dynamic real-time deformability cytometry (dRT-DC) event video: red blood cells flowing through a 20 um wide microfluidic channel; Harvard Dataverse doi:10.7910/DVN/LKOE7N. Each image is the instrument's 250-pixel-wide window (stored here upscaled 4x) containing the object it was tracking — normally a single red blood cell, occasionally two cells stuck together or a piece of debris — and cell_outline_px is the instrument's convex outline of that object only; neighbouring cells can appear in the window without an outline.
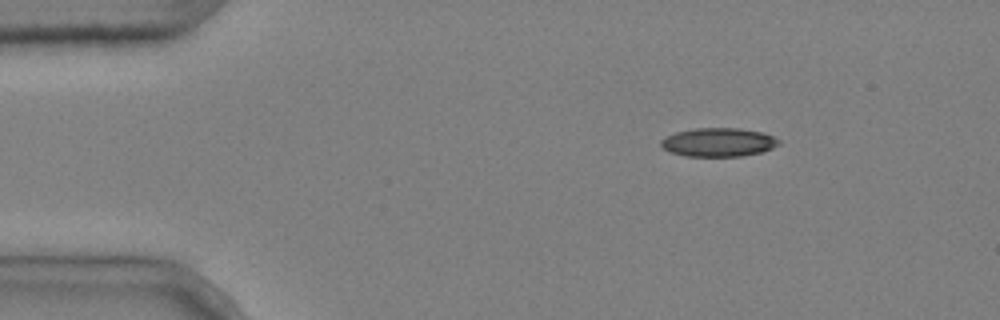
{"species": "common noctule bat (a hibernating species)", "species_latin": "Nyctalus noctula", "temperature_condition": "cold", "stored_images_in_passage": 3, "camera_frame_rate_fps": 3000, "um_per_image_px": 0.085, "animal": {"sex": "male", "body_mass_g": 20.4}, "frame": {"image": 1, "passage_image": 1, "time_ms": 0.0, "image_size_px": [1000, 320], "cell_outline_px": [[780, 144], [772, 148], [760, 152], [740, 156], [688, 156], [672, 152], [664, 148], [660, 144], [660, 140], [676, 132], [696, 128], [740, 128], [760, 132], [772, 136], [780, 140]], "centroid_in_image_um": [61.08, 12.08], "position_along_channel_um": 23.9, "area_um2": 19.42}}